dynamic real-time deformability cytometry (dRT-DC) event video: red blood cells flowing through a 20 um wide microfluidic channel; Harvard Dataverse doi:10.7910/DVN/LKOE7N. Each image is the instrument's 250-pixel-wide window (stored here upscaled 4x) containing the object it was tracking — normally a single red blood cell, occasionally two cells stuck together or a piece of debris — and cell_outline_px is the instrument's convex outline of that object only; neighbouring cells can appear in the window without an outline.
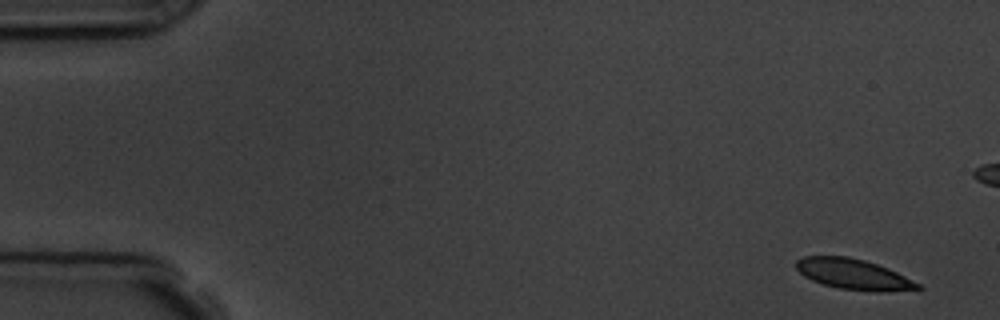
{"species": "common noctule bat (a hibernating species)", "species_latin": "Nyctalus noctula", "temperature_condition": "room temperature", "stored_images_in_passage": 17, "camera_frame_rate_fps": 3000, "um_per_image_px": 0.085, "animal": {"sex": "male", "body_mass_g": 19.5, "forearm_length_mm": 54.6}, "frame": {"image": 1, "passage_image": 1, "time_ms": 0.0, "image_size_px": [1000, 320], "cell_outline_px": [[924, 288], [920, 292], [876, 292], [836, 288], [812, 280], [804, 276], [796, 268], [796, 260], [804, 256], [848, 256], [864, 260], [888, 268], [920, 284]], "centroid_in_image_um": [72.65, 23.35], "position_along_channel_um": 12.4, "area_um2": 22.08}}
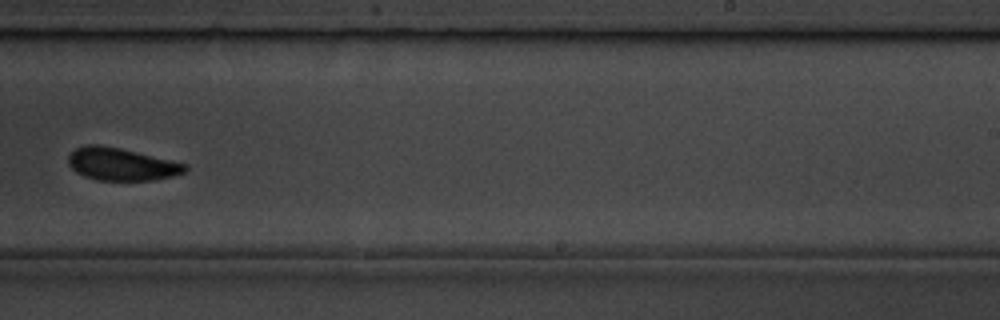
{"frame": {"image": 2, "passage_image": 10, "time_ms": 10.667, "image_size_px": [1000, 320], "cell_outline_px": [[188, 168], [184, 172], [172, 176], [152, 180], [96, 180], [84, 176], [76, 172], [68, 164], [68, 156], [76, 148], [84, 144], [100, 144], [120, 148], [188, 164]], "centroid_in_image_um": [10.29, 13.95], "position_along_channel_um": 278.7, "area_um2": 22.14}, "authors_computed_cell_mechanics": {"area_um2": 22.1374, "velocity_mm_per_s": 3.7027, "shape_relaxation_time_tau1_ms": 1.6702, "shape_relaxation_time_tau2_ms": null, "deformation_change_tau1": 0.0765, "deformation_change_tau2": null}}